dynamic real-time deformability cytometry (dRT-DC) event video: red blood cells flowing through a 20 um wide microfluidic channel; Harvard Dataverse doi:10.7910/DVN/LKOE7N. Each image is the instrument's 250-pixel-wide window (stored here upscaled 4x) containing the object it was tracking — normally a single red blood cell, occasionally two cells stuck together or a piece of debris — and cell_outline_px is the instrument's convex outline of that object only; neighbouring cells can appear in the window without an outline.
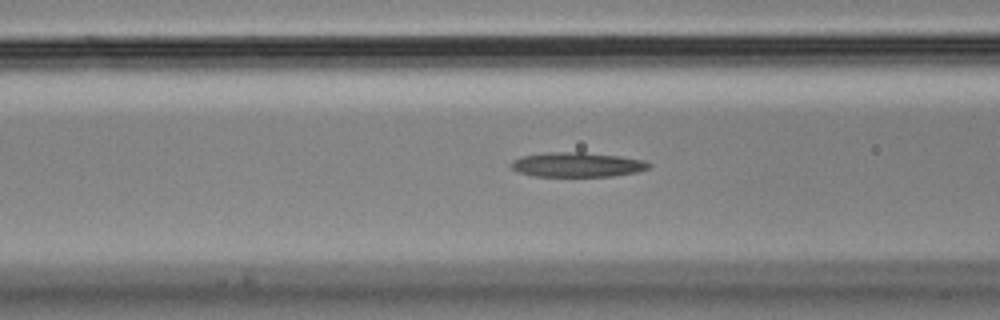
{"species": "Egyptian fruit bat (a non-hibernating species)", "species_latin": "Rousettus aegyptiacus", "temperature_condition": "cold", "stored_images_in_passage": 39, "camera_frame_rate_fps": 3000, "um_per_image_px": 0.085, "animal": {"sex": "male"}, "frame": {"image": 1, "passage_image": 16, "time_ms": 5.0, "image_size_px": [1000, 320], "cell_outline_px": [[652, 164], [648, 168], [636, 172], [612, 176], [532, 176], [516, 172], [508, 164], [512, 160], [520, 156], [548, 152], [584, 152], [620, 156], [644, 160]], "centroid_in_image_um": [49.0, 13.99], "position_along_channel_um": 117.6, "area_um2": 19.94}}
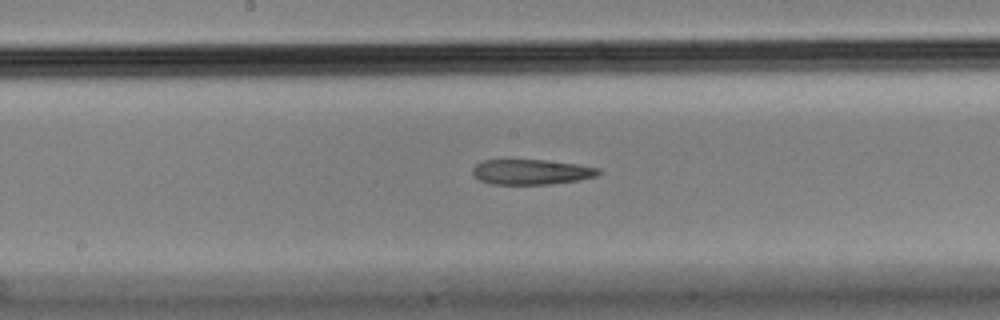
{"frame": {"image": 2, "passage_image": 23, "time_ms": 7.333, "image_size_px": [1000, 320], "cell_outline_px": [[600, 172], [596, 176], [576, 180], [552, 184], [492, 184], [480, 180], [472, 176], [472, 168], [476, 164], [484, 160], [544, 160], [576, 164], [600, 168]], "centroid_in_image_um": [45.12, 14.61], "position_along_channel_um": 203.1, "area_um2": 18.38}}
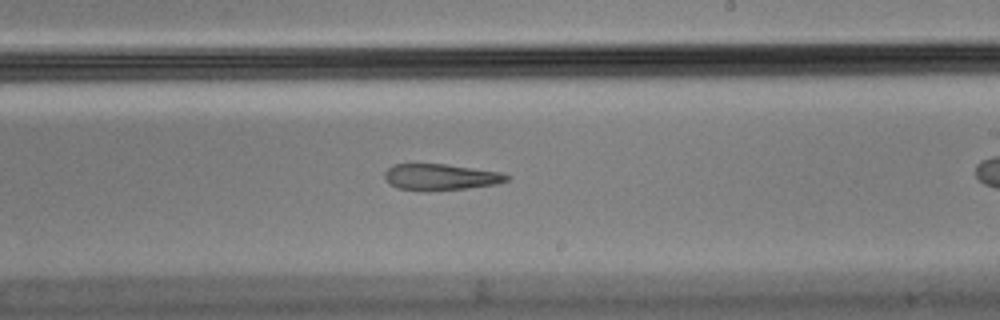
{"frame": {"image": 3, "passage_image": 27, "time_ms": 8.667, "image_size_px": [1000, 320], "cell_outline_px": [[512, 176], [508, 180], [496, 184], [468, 188], [428, 192], [420, 192], [396, 188], [388, 184], [384, 180], [384, 172], [392, 164], [444, 164], [504, 172]], "centroid_in_image_um": [37.42, 15.07], "position_along_channel_um": 251.6, "area_um2": 19.31}}